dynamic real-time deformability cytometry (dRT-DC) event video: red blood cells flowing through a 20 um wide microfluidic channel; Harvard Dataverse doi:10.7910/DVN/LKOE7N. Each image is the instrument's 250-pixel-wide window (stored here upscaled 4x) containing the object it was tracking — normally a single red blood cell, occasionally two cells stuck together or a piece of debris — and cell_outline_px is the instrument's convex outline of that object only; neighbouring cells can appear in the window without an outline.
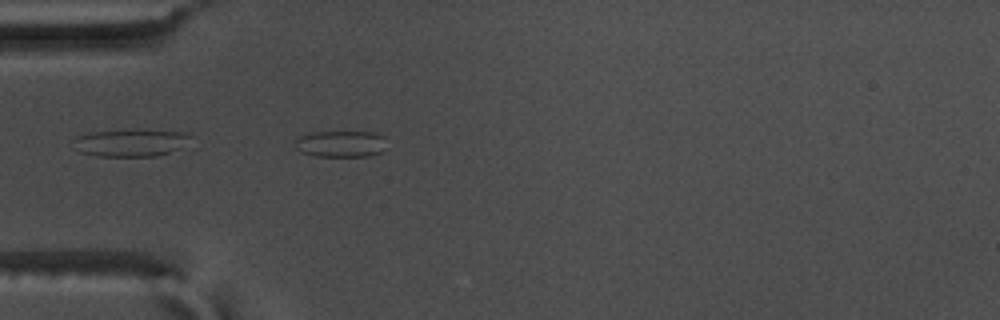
{"species": "common noctule bat (a hibernating species)", "species_latin": "Nyctalus noctula", "temperature_condition": "warm", "stored_images_in_passage": 40, "camera_frame_rate_fps": 3000, "um_per_image_px": 0.085, "animal": {"sex": "male", "body_mass_g": 17.5, "forearm_length_mm": 52.3}, "frame": {"image": 1, "passage_image": 1, "time_ms": 0.0, "image_size_px": [1000, 320], "cell_outline_px": [[388, 148], [380, 152], [368, 156], [316, 156], [300, 152], [292, 144], [300, 136], [312, 132], [376, 132], [384, 136]], "centroid_in_image_um": [28.99, 12.23], "position_along_channel_um": 56.0, "area_um2": 14.39}}
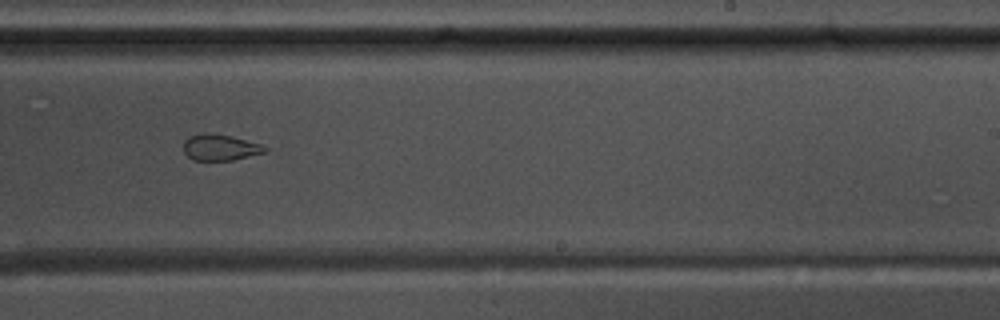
{"frame": {"image": 2, "passage_image": 19, "time_ms": 6.0, "image_size_px": [1000, 320], "cell_outline_px": [[268, 152], [232, 160], [192, 160], [184, 152], [184, 140], [188, 136], [228, 136], [260, 144], [268, 148]], "centroid_in_image_um": [18.75, 12.59], "position_along_channel_um": 270.2, "area_um2": 11.73}}
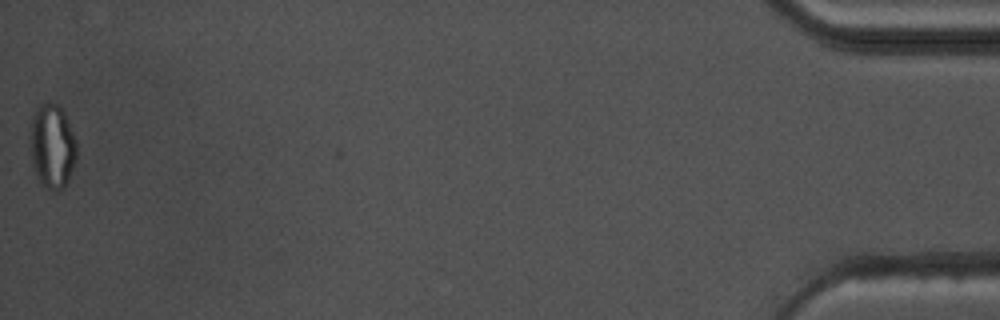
{"frame": {"image": 3, "passage_image": 40, "time_ms": 13.0, "image_size_px": [1000, 320], "cell_outline_px": [[76, 156], [68, 180], [64, 188], [56, 192], [52, 192], [36, 176], [32, 164], [28, 136], [32, 116], [36, 108], [40, 104], [48, 100], [60, 104], [68, 120], [76, 140]], "centroid_in_image_um": [4.41, 12.37], "position_along_channel_um": 430.8, "area_um2": 23.41}, "authors_computed_cell_mechanics": {"area_um2": 13.583, "velocity_mm_per_s": 3.6869, "shape_relaxation_time_tau1_ms": null, "shape_relaxation_time_tau2_ms": 1.8192, "deformation_change_tau1": null, "deformation_change_tau2": 0.0658}}